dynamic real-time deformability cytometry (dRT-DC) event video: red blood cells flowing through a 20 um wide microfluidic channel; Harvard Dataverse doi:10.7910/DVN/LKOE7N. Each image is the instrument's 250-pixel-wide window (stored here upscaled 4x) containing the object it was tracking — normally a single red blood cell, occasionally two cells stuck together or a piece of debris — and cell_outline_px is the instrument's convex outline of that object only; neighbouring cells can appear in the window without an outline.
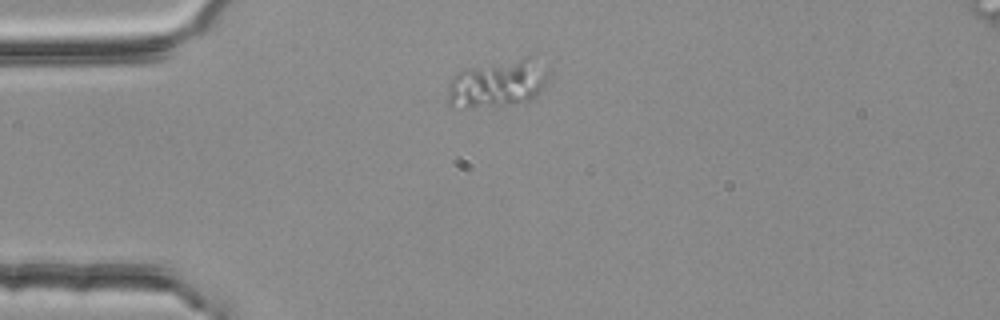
{"species": "common noctule bat (a hibernating species)", "species_latin": "Nyctalus noctula", "temperature_condition": "room temperature", "stored_images_in_passage": 2, "camera_frame_rate_fps": 3000, "um_per_image_px": 0.085, "animal": {"sex": "female", "body_mass_g": 25.1}, "frame": {"image": 1, "passage_image": 1, "time_ms": 0.0, "image_size_px": [1000, 320], "cell_outline_px": [[548, 80], [536, 96], [528, 100], [504, 104], [452, 108], [448, 104], [448, 84], [452, 76], [468, 68], [532, 52], [536, 52], [548, 72]], "centroid_in_image_um": [42.37, 6.99], "position_along_channel_um": 42.6, "area_um2": 28.61}}
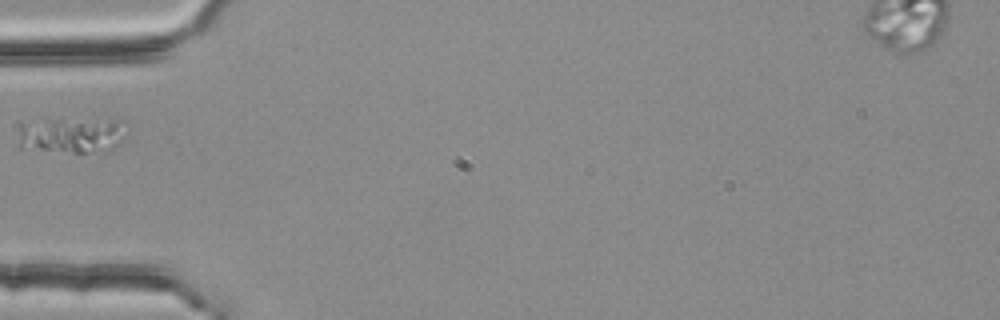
{"frame": {"image": 2, "passage_image": 2, "time_ms": 0.333, "image_size_px": [1000, 320], "cell_outline_px": [[120, 140], [108, 152], [72, 152], [16, 148], [16, 144], [20, 124], [32, 120], [60, 116], [120, 120]], "centroid_in_image_um": [5.9, 11.43], "position_along_channel_um": 79.1, "area_um2": 23.41}}